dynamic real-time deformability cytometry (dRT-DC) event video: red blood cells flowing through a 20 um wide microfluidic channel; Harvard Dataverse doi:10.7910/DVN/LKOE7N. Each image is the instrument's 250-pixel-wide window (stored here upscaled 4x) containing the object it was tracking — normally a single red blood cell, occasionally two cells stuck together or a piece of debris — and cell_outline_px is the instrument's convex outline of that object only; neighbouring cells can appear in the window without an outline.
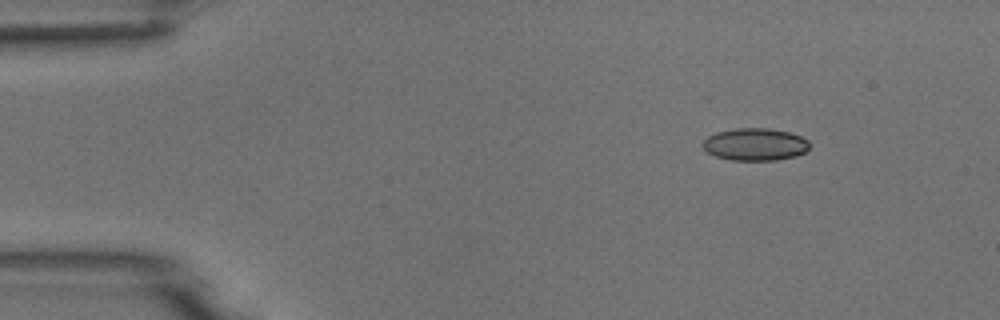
{"species": "common noctule bat (a hibernating species)", "species_latin": "Nyctalus noctula", "temperature_condition": "room temperature", "stored_images_in_passage": 3, "camera_frame_rate_fps": 3000, "um_per_image_px": 0.085, "animal": {"sex": "male", "body_mass_g": 18.8}, "frame": {"image": 1, "passage_image": 1, "time_ms": 0.0, "image_size_px": [1000, 320], "cell_outline_px": [[808, 152], [796, 156], [776, 160], [732, 160], [716, 156], [708, 152], [700, 144], [708, 136], [716, 132], [736, 128], [768, 128], [788, 132], [800, 136], [808, 140]], "centroid_in_image_um": [64.18, 12.27], "position_along_channel_um": 20.8, "area_um2": 20.17}}